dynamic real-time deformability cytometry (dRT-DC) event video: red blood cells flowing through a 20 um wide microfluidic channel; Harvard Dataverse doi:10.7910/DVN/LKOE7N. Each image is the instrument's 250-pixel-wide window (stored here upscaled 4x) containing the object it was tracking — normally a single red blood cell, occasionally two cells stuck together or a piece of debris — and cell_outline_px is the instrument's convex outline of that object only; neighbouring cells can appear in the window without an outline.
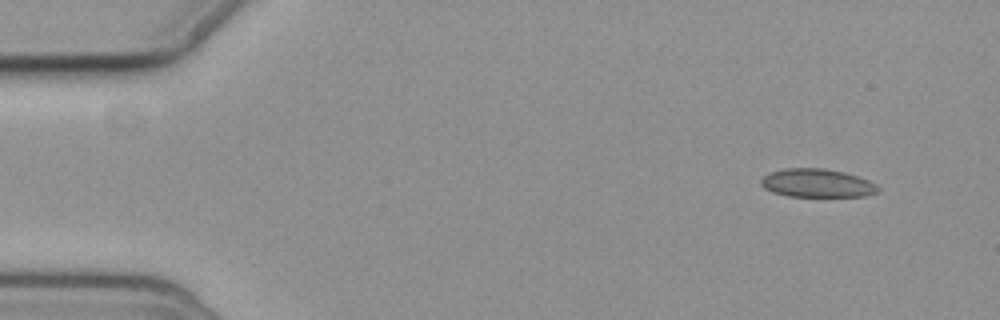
{"species": "common noctule bat (a hibernating species)", "species_latin": "Nyctalus noctula", "temperature_condition": "cold", "stored_images_in_passage": 8, "camera_frame_rate_fps": 3000, "um_per_image_px": 0.085, "animal": {"sex": "female", "body_mass_g": 19.3, "forearm_length_mm": 54.1}, "frame": {"image": 1, "passage_image": 1, "time_ms": 0.0, "image_size_px": [1000, 320], "cell_outline_px": [[880, 188], [876, 192], [864, 196], [788, 196], [772, 192], [764, 188], [760, 184], [760, 180], [764, 176], [772, 172], [784, 168], [824, 168], [844, 172], [868, 180], [876, 184]], "centroid_in_image_um": [69.43, 15.56], "position_along_channel_um": 15.6, "area_um2": 19.25}}
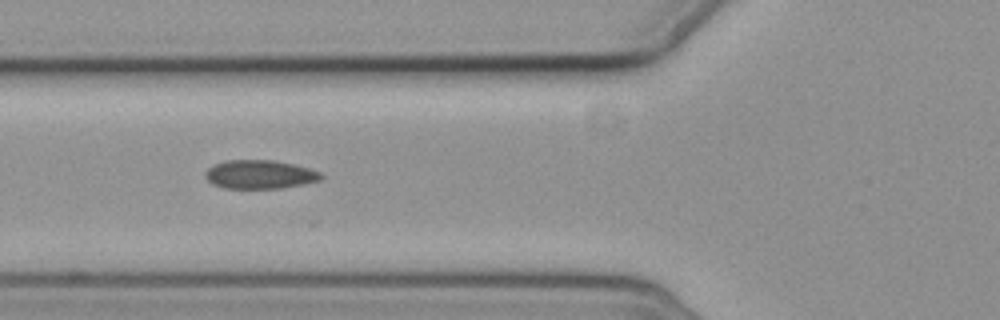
{"frame": {"image": 2, "passage_image": 5, "time_ms": 5.667, "image_size_px": [1000, 320], "cell_outline_px": [[324, 176], [320, 180], [304, 184], [280, 188], [224, 188], [212, 184], [204, 176], [204, 172], [208, 168], [224, 160], [272, 160], [292, 164], [308, 168], [320, 172]], "centroid_in_image_um": [22.06, 14.83], "position_along_channel_um": 103.7, "area_um2": 19.31}}
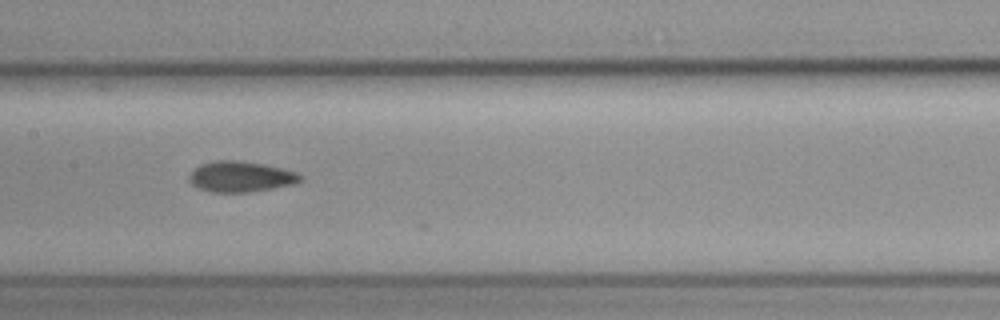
{"frame": {"image": 3, "passage_image": 7, "time_ms": 8.0, "image_size_px": [1000, 320], "cell_outline_px": [[304, 180], [296, 184], [248, 192], [212, 192], [196, 188], [188, 180], [188, 176], [200, 164], [216, 160], [232, 160], [264, 164], [296, 172], [304, 176]], "centroid_in_image_um": [20.47, 15.02], "position_along_channel_um": 186.9, "area_um2": 19.94}}